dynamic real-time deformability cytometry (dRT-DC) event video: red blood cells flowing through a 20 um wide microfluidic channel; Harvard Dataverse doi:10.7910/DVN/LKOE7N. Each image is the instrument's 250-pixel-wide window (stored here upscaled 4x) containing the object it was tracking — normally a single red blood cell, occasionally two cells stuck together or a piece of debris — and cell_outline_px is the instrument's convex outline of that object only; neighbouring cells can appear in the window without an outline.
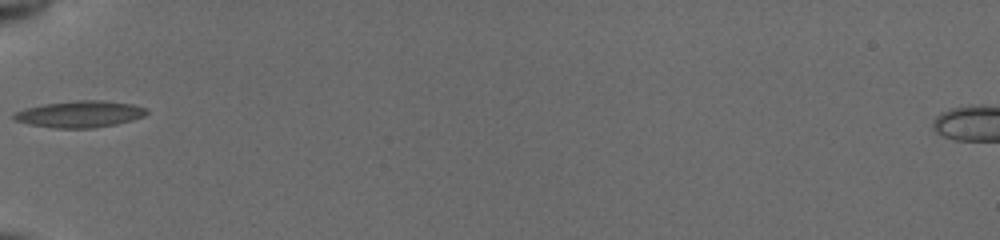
{"species": "common noctule bat (a hibernating species)", "species_latin": "Nyctalus noctula", "temperature_condition": "cold", "stored_images_in_passage": 34, "camera_frame_rate_fps": 3000, "um_per_image_px": 0.085, "animal": {"sex": "female", "body_mass_g": 19.5, "forearm_length_mm": 54.1}, "frame": {"image": 1, "passage_image": 1, "time_ms": 0.0, "image_size_px": [1000, 240], "cell_outline_px": [[148, 112], [144, 116], [132, 120], [116, 124], [92, 128], [52, 128], [28, 124], [16, 120], [12, 116], [12, 112], [24, 108], [44, 104], [76, 100], [104, 100], [132, 104], [148, 108]], "centroid_in_image_um": [6.77, 9.69], "position_along_channel_um": 78.2, "area_um2": 20.75}}
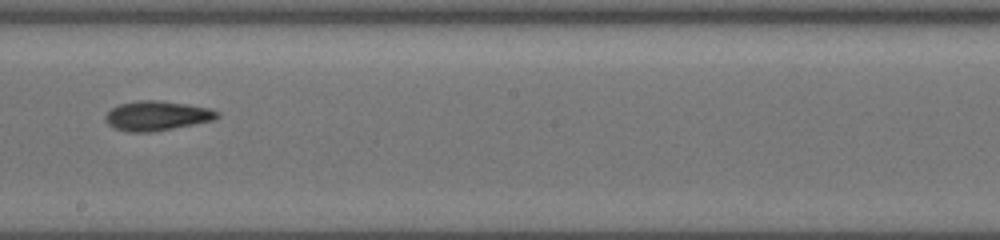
{"frame": {"image": 2, "passage_image": 13, "time_ms": 4.0, "image_size_px": [1000, 240], "cell_outline_px": [[220, 116], [212, 120], [172, 128], [148, 132], [128, 132], [116, 128], [108, 124], [104, 116], [112, 108], [120, 104], [136, 100], [160, 100], [188, 104], [208, 108], [220, 112]], "centroid_in_image_um": [13.33, 9.82], "position_along_channel_um": 234.9, "area_um2": 19.07}}
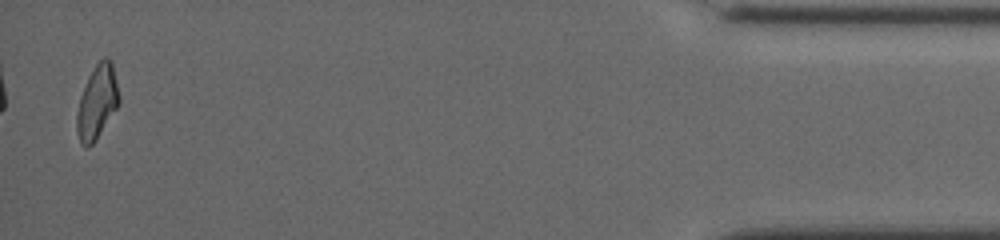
{"frame": {"image": 3, "passage_image": 33, "time_ms": 10.667, "image_size_px": [1000, 240], "cell_outline_px": [[120, 100], [116, 108], [96, 140], [88, 148], [80, 144], [76, 128], [76, 116], [80, 96], [96, 64], [104, 56], [112, 60], [120, 96]], "centroid_in_image_um": [8.26, 8.69], "position_along_channel_um": 426.9, "area_um2": 17.98}, "authors_computed_cell_mechanics": {"area_um2": 18.4382, "velocity_mm_per_s": 3.931, "shape_relaxation_time_tau1_ms": 3.7259, "shape_relaxation_time_tau2_ms": 2.7177, "deformation_change_tau1": 0.1386, "deformation_change_tau2": 0.0938}}